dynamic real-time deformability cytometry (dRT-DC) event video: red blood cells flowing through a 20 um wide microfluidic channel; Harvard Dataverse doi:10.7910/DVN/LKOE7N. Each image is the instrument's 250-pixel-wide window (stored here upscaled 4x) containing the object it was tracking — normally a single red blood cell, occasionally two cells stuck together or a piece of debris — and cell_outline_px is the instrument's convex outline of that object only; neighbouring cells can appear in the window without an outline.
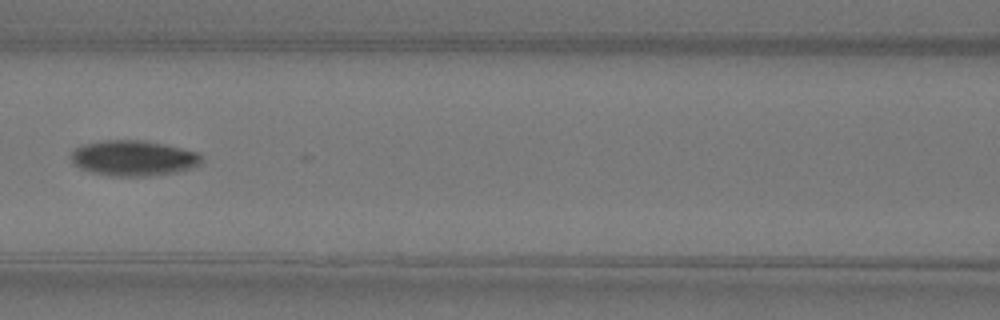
{"species": "Egyptian fruit bat (a non-hibernating species)", "species_latin": "Rousettus aegyptiacus", "temperature_condition": "warm", "stored_images_in_passage": 5, "camera_frame_rate_fps": 3000, "um_per_image_px": 0.085, "animal": {"sex": "female"}, "frame": {"image": 1, "passage_image": 5, "time_ms": 1.333, "image_size_px": [1000, 320], "cell_outline_px": [[204, 160], [200, 164], [192, 168], [176, 172], [148, 176], [112, 176], [92, 172], [80, 168], [72, 164], [72, 152], [76, 148], [84, 144], [104, 140], [144, 140], [164, 144], [196, 152]], "centroid_in_image_um": [11.34, 13.44], "position_along_channel_um": 155.3, "area_um2": 26.88}}